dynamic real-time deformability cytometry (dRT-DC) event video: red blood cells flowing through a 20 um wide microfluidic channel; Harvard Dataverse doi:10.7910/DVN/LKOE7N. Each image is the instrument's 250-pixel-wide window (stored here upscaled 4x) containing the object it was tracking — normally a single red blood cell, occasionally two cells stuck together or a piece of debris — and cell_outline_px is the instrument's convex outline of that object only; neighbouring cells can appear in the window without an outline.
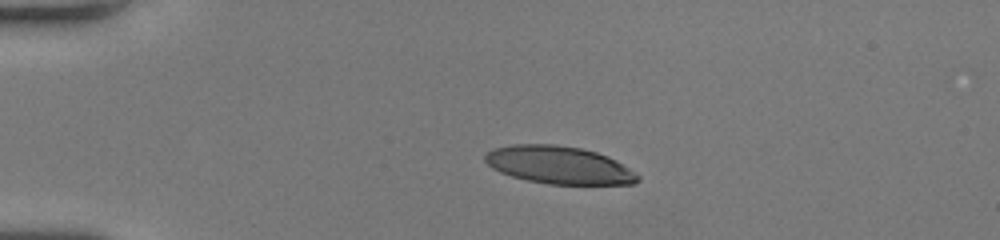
{"species": "human", "species_latin": "Homo sapiens", "temperature_condition": "room temperature", "stored_images_in_passage": 40, "camera_frame_rate_fps": 3000, "um_per_image_px": 0.085, "donor": {"sex": "female"}, "frame": {"image": 1, "passage_image": 1, "time_ms": 0.0, "image_size_px": [1000, 240], "cell_outline_px": [[640, 180], [636, 184], [548, 184], [528, 180], [512, 176], [500, 172], [492, 168], [484, 160], [484, 156], [488, 152], [496, 148], [512, 144], [556, 144], [580, 148], [596, 152], [608, 156], [616, 160], [636, 172], [640, 176]], "centroid_in_image_um": [47.55, 14.03], "position_along_channel_um": 37.5, "area_um2": 33.58}}
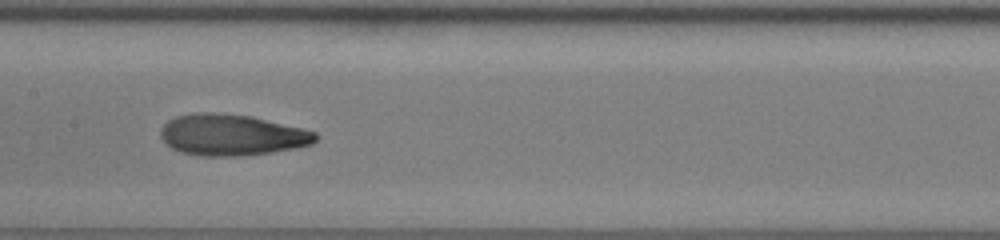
{"frame": {"image": 2, "passage_image": 16, "time_ms": 5.0, "image_size_px": [1000, 240], "cell_outline_px": [[320, 136], [312, 144], [272, 152], [244, 156], [200, 156], [180, 152], [172, 148], [160, 136], [160, 128], [168, 120], [176, 116], [196, 112], [216, 112], [252, 116], [316, 132]], "centroid_in_image_um": [19.67, 11.46], "position_along_channel_um": 187.7, "area_um2": 37.34}}
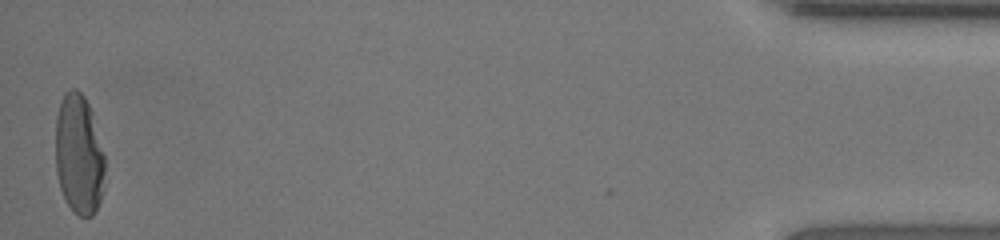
{"frame": {"image": 3, "passage_image": 40, "time_ms": 13.0, "image_size_px": [1000, 240], "cell_outline_px": [[104, 192], [92, 216], [80, 216], [64, 200], [60, 188], [56, 172], [56, 116], [60, 100], [64, 92], [72, 88], [76, 88], [84, 96], [92, 112], [104, 152]], "centroid_in_image_um": [6.71, 13.11], "position_along_channel_um": 428.5, "area_um2": 34.85}, "authors_computed_cell_mechanics": {"area_um2": 35.9227, "velocity_mm_per_s": 4.1003, "shape_relaxation_time_tau1_ms": 8.824, "shape_relaxation_time_tau2_ms": 1.7658, "deformation_change_tau1": 0.333, "deformation_change_tau2": 0.0827}}